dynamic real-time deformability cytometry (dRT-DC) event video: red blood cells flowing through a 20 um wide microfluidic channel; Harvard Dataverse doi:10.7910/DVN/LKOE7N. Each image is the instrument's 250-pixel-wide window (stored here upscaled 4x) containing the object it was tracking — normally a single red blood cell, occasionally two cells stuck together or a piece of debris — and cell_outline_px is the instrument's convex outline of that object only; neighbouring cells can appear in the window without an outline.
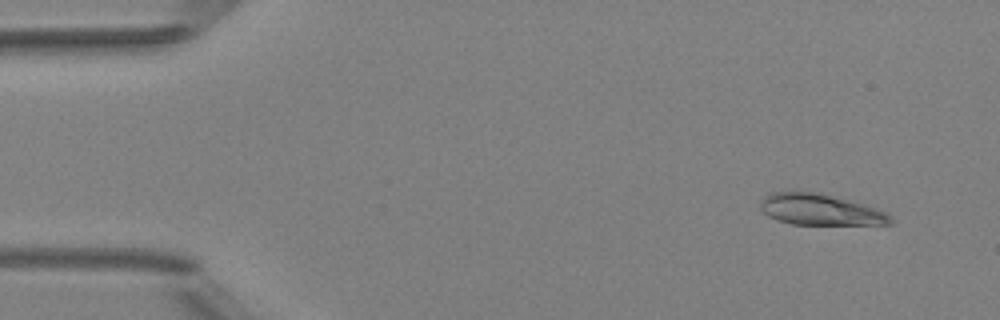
{"species": "Egyptian fruit bat (a non-hibernating species)", "species_latin": "Rousettus aegyptiacus", "temperature_condition": "room temperature", "stored_images_in_passage": 4, "camera_frame_rate_fps": 3000, "um_per_image_px": 0.085, "animal": {"sex": "female"}, "frame": {"image": 1, "passage_image": 1, "time_ms": 0.0, "image_size_px": [1000, 320], "cell_outline_px": [[892, 224], [792, 224], [776, 220], [768, 216], [760, 208], [760, 200], [768, 192], [792, 188], [800, 188], [820, 192], [860, 204], [884, 212], [892, 216]], "centroid_in_image_um": [69.56, 17.76], "position_along_channel_um": 15.4, "area_um2": 24.1}}
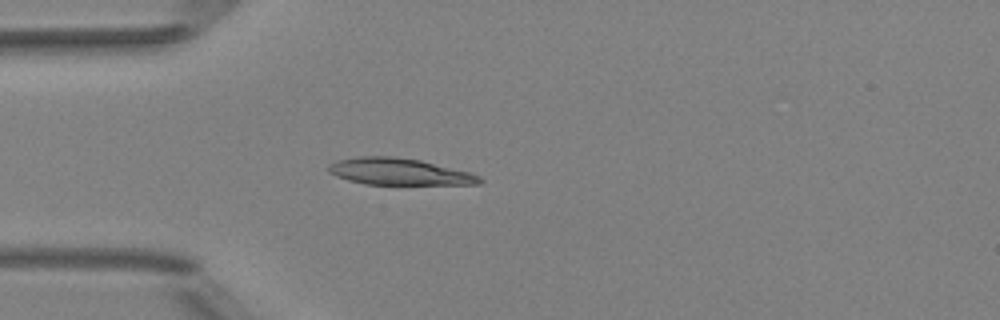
{"frame": {"image": 2, "passage_image": 4, "time_ms": 3.333, "image_size_px": [1000, 320], "cell_outline_px": [[484, 180], [480, 184], [364, 184], [348, 180], [336, 176], [328, 172], [328, 164], [340, 160], [360, 156], [392, 156], [420, 160], [468, 172], [480, 176]], "centroid_in_image_um": [33.9, 14.59], "position_along_channel_um": 51.1, "area_um2": 23.29}}